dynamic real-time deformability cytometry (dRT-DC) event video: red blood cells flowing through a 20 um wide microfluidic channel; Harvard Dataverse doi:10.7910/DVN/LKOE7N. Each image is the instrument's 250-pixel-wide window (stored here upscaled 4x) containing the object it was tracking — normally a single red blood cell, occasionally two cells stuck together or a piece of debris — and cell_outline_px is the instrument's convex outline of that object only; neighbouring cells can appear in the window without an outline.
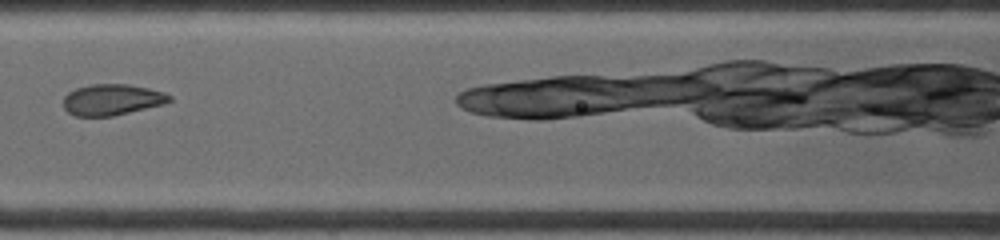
{"species": "common noctule bat (a hibernating species)", "species_latin": "Nyctalus noctula", "temperature_condition": "warm", "stored_images_in_passage": 14, "camera_frame_rate_fps": 4500, "um_per_image_px": 0.085, "animal": {"sex": "female", "body_mass_g": 19.0, "forearm_length_mm": 53.3}, "frame": {"image": 1, "passage_image": 7, "time_ms": 2.889, "image_size_px": [1000, 240], "cell_outline_px": [[172, 100], [164, 104], [112, 116], [76, 116], [68, 112], [64, 108], [64, 96], [68, 92], [76, 88], [92, 84], [128, 84], [148, 88], [164, 92], [172, 96]], "centroid_in_image_um": [9.53, 8.47], "position_along_channel_um": 157.1, "area_um2": 19.19}}